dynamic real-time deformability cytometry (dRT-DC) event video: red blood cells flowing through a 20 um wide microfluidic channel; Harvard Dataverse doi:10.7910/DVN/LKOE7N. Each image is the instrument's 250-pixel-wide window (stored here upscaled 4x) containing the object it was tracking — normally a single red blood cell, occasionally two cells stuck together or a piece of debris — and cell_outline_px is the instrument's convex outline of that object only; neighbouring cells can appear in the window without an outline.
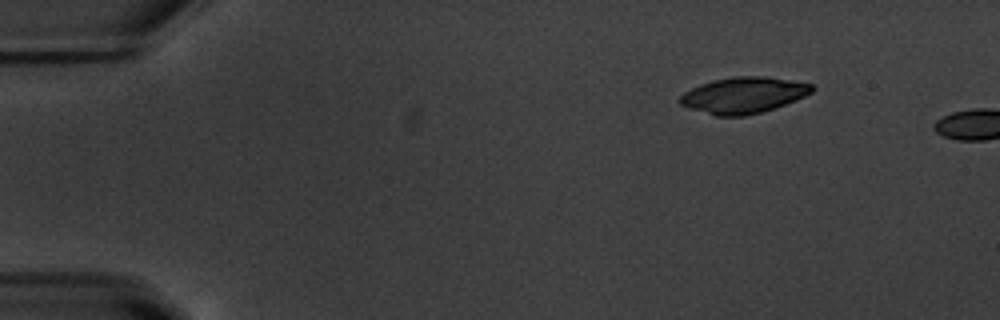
{"species": "common noctule bat (a hibernating species)", "species_latin": "Nyctalus noctula", "temperature_condition": "warm", "stored_images_in_passage": 4, "camera_frame_rate_fps": 3000, "um_per_image_px": 0.085, "animal": {"sex": "male", "body_mass_g": 20.1, "forearm_length_mm": 53.5}, "frame": {"image": 1, "passage_image": 1, "time_ms": 0.0, "image_size_px": [1000, 320], "cell_outline_px": [[816, 88], [812, 92], [796, 100], [760, 112], [744, 116], [716, 116], [688, 108], [680, 104], [676, 100], [684, 92], [700, 84], [712, 80], [732, 76], [764, 76], [792, 80], [812, 84]], "centroid_in_image_um": [63.16, 8.08], "position_along_channel_um": 21.8, "area_um2": 27.86}}